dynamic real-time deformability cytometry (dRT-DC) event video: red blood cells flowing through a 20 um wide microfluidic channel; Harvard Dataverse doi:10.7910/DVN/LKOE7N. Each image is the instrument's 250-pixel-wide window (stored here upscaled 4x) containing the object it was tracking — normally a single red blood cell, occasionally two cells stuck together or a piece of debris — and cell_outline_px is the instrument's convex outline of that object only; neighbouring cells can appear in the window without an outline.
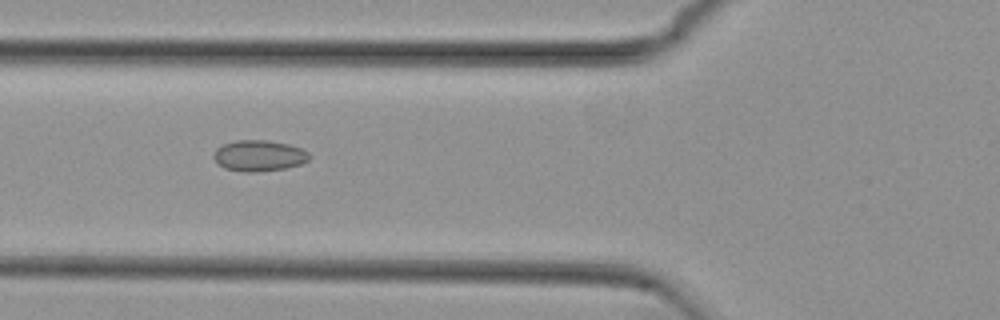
{"species": "common noctule bat (a hibernating species)", "species_latin": "Nyctalus noctula", "temperature_condition": "cold", "stored_images_in_passage": 52, "camera_frame_rate_fps": 3000, "um_per_image_px": 0.085, "animal": {"sex": "female", "body_mass_g": 29.2, "forearm_length_mm": 56.3}, "frame": {"image": 1, "passage_image": 18, "time_ms": 5.667, "image_size_px": [1000, 320], "cell_outline_px": [[312, 156], [308, 160], [300, 164], [284, 168], [252, 172], [244, 172], [224, 168], [212, 156], [212, 152], [216, 148], [224, 144], [236, 140], [268, 140], [288, 144], [300, 148], [308, 152]], "centroid_in_image_um": [22.0, 13.22], "position_along_channel_um": 103.8, "area_um2": 17.22}}
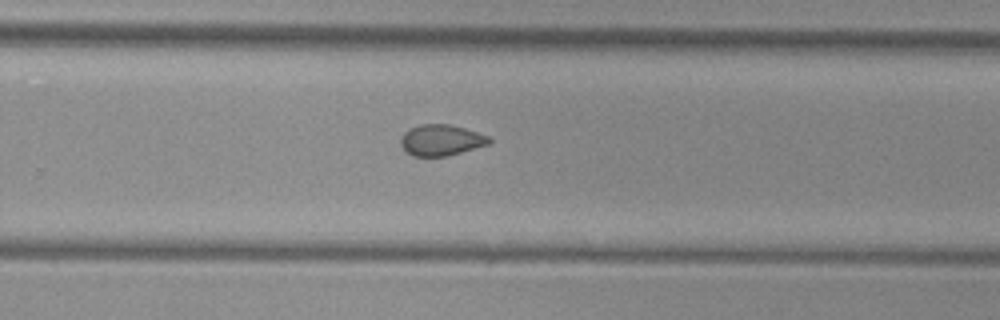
{"frame": {"image": 2, "passage_image": 33, "time_ms": 10.667, "image_size_px": [1000, 320], "cell_outline_px": [[492, 140], [488, 144], [448, 156], [412, 156], [404, 152], [400, 144], [400, 140], [404, 132], [408, 128], [420, 124], [448, 124], [464, 128], [488, 136]], "centroid_in_image_um": [37.44, 11.91], "position_along_channel_um": 292.4, "area_um2": 16.07}}
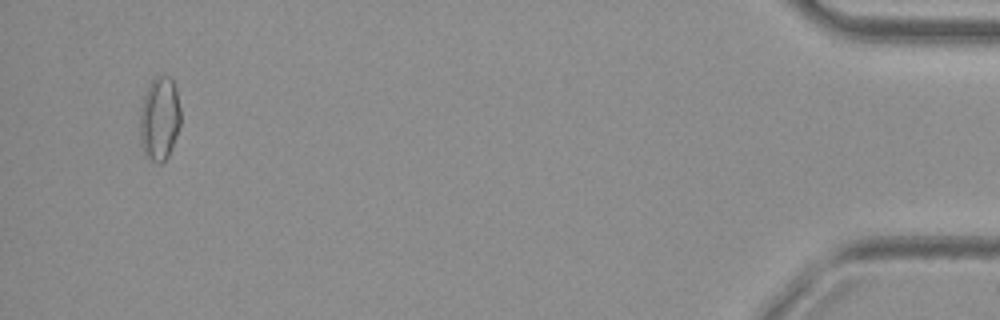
{"frame": {"image": 3, "passage_image": 50, "time_ms": 16.333, "image_size_px": [1000, 320], "cell_outline_px": [[180, 124], [168, 156], [160, 164], [148, 160], [140, 144], [140, 108], [148, 84], [152, 76], [172, 76], [176, 88], [180, 108]], "centroid_in_image_um": [13.54, 10.05], "position_along_channel_um": 421.7, "area_um2": 20.17}, "authors_computed_cell_mechanics": {"area_um2": 16.8487, "velocity_mm_per_s": 3.7672, "shape_relaxation_time_tau1_ms": null, "shape_relaxation_time_tau2_ms": 2.6394, "deformation_change_tau1": null, "deformation_change_tau2": 0.0684}}